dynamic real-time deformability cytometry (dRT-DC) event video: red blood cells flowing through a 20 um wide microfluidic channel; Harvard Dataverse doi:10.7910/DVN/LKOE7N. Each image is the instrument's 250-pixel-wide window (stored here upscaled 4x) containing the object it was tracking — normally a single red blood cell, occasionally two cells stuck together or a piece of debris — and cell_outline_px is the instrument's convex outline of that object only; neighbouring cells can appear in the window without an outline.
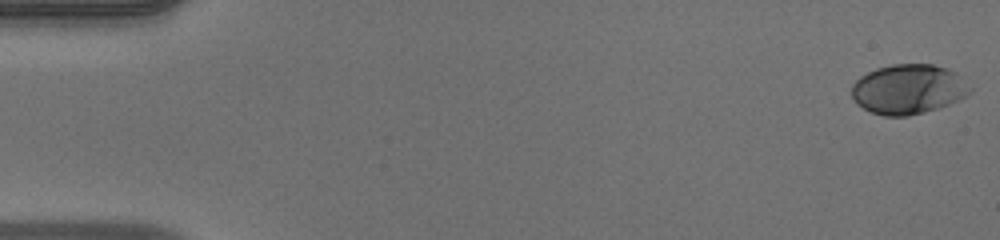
{"species": "human", "species_latin": "Homo sapiens", "temperature_condition": "warm", "stored_images_in_passage": 52, "camera_frame_rate_fps": 3000, "um_per_image_px": 0.085, "donor": {"sex": "male"}, "frame": {"image": 1, "passage_image": 1, "time_ms": 0.0, "image_size_px": [1000, 240], "cell_outline_px": [[972, 88], [964, 96], [948, 104], [924, 112], [908, 116], [884, 116], [872, 112], [856, 104], [852, 96], [852, 84], [860, 76], [876, 68], [892, 64], [932, 64], [948, 68], [956, 72]], "centroid_in_image_um": [77.18, 7.57], "position_along_channel_um": 7.8, "area_um2": 34.16}}
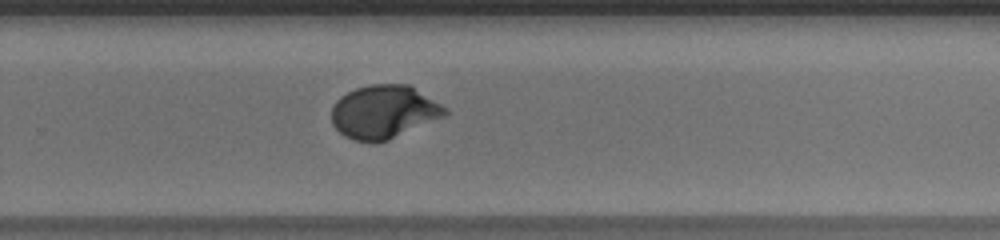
{"frame": {"image": 2, "passage_image": 35, "time_ms": 11.333, "image_size_px": [1000, 240], "cell_outline_px": [[448, 116], [388, 140], [372, 144], [352, 140], [344, 136], [332, 124], [332, 108], [336, 100], [340, 96], [356, 88], [372, 84], [408, 84], [448, 108]], "centroid_in_image_um": [32.65, 9.53], "position_along_channel_um": 297.2, "area_um2": 35.66}}
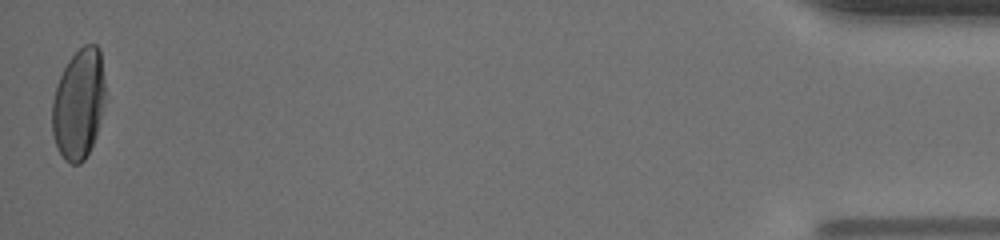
{"frame": {"image": 3, "passage_image": 52, "time_ms": 17.0, "image_size_px": [1000, 240], "cell_outline_px": [[104, 104], [96, 136], [84, 160], [80, 164], [72, 164], [64, 160], [56, 144], [52, 132], [52, 100], [56, 84], [68, 60], [84, 44], [96, 44], [100, 48], [104, 80]], "centroid_in_image_um": [6.68, 8.83], "position_along_channel_um": 428.5, "area_um2": 34.16}, "authors_computed_cell_mechanics": {"area_um2": 34.0153, "velocity_mm_per_s": 3.9434, "shape_relaxation_time_tau1_ms": 4.7393, "shape_relaxation_time_tau2_ms": null, "deformation_change_tau1": 0.2073, "deformation_change_tau2": null}}